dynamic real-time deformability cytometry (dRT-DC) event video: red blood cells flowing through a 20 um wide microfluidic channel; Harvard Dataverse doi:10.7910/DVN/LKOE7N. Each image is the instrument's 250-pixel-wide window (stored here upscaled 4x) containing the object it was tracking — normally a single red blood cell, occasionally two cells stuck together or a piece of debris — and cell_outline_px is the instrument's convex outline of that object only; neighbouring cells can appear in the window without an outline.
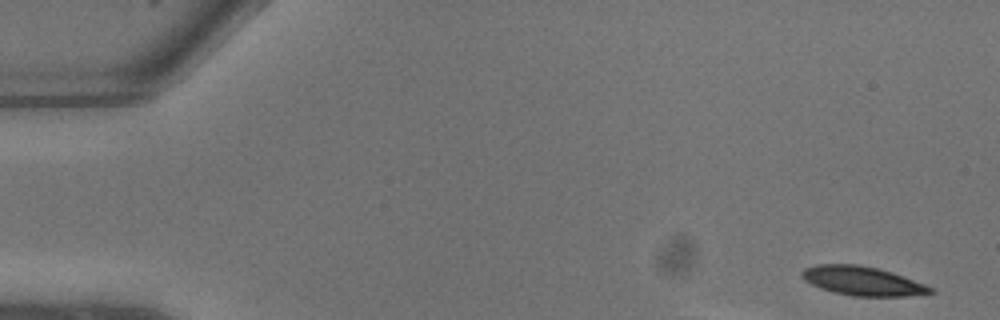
{"species": "common noctule bat (a hibernating species)", "species_latin": "Nyctalus noctula", "temperature_condition": "warm", "stored_images_in_passage": 6, "camera_frame_rate_fps": 3000, "um_per_image_px": 0.085, "animal": {"sex": "male", "body_mass_g": 13.3}, "frame": {"image": 1, "passage_image": 1, "time_ms": 0.0, "image_size_px": [1000, 320], "cell_outline_px": [[936, 292], [904, 296], [852, 296], [832, 292], [820, 288], [804, 280], [800, 276], [800, 272], [804, 268], [816, 264], [860, 264], [892, 272], [924, 284], [932, 288]], "centroid_in_image_um": [73.25, 23.87], "position_along_channel_um": 11.8, "area_um2": 21.73}}